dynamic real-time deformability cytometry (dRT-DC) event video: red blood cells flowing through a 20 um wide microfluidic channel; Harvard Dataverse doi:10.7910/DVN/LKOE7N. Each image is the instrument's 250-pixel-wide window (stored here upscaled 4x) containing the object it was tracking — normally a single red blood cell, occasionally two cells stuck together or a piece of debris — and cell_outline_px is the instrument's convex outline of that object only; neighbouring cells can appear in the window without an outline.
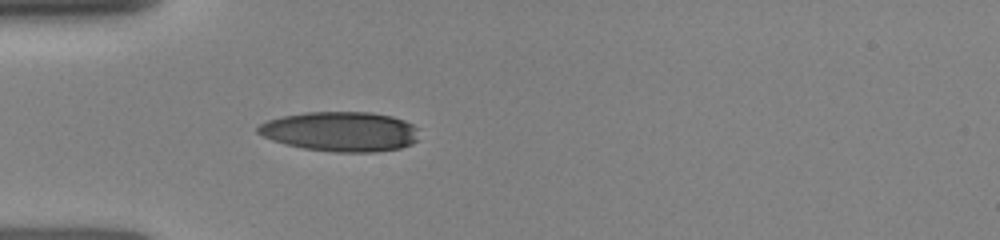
{"species": "human", "species_latin": "Homo sapiens", "temperature_condition": "room temperature", "stored_images_in_passage": 3, "camera_frame_rate_fps": 3000, "um_per_image_px": 0.085, "donor": {"sex": "female"}, "frame": {"image": 1, "passage_image": 3, "time_ms": 2.0, "image_size_px": [1000, 240], "cell_outline_px": [[416, 140], [412, 144], [400, 148], [376, 152], [332, 152], [304, 148], [272, 140], [256, 132], [256, 128], [260, 124], [268, 120], [280, 116], [304, 112], [372, 112], [392, 116], [404, 120], [412, 124], [416, 128]], "centroid_in_image_um": [28.93, 11.17], "position_along_channel_um": 56.1, "area_um2": 37.34}}